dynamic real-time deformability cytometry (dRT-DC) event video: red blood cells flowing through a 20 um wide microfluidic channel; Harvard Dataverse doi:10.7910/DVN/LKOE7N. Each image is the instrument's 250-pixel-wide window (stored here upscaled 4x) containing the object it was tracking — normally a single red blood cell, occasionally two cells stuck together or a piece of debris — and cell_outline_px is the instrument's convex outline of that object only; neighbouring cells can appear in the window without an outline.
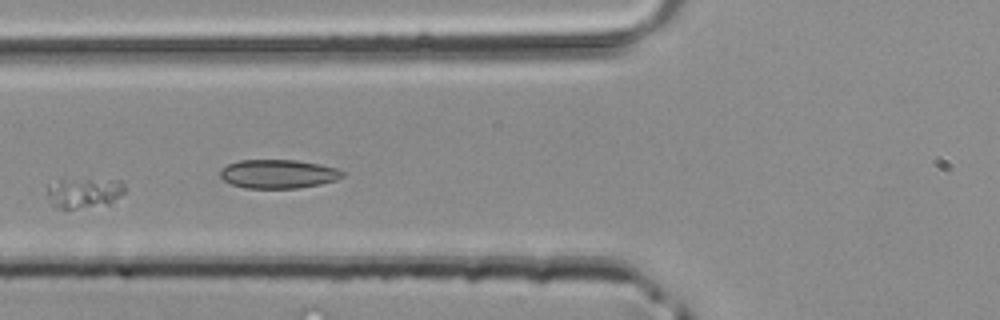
{"species": "common noctule bat (a hibernating species)", "species_latin": "Nyctalus noctula", "temperature_condition": "room temperature", "stored_images_in_passage": 4, "segment_of_instrument_passage": [2, 2], "camera_frame_rate_fps": 3000, "um_per_image_px": 0.085, "animal": {"sex": "male", "body_mass_g": 20.4}, "frame": {"image": 1, "passage_image": 4, "time_ms": 1.0, "image_size_px": [1000, 320], "cell_outline_px": [[124, 192], [120, 196], [108, 204], [64, 212], [56, 208], [52, 204], [48, 196], [48, 184], [60, 176], [120, 180], [124, 184]], "centroid_in_image_um": [7.06, 16.36], "position_along_channel_um": 118.7, "area_um2": 14.91}}